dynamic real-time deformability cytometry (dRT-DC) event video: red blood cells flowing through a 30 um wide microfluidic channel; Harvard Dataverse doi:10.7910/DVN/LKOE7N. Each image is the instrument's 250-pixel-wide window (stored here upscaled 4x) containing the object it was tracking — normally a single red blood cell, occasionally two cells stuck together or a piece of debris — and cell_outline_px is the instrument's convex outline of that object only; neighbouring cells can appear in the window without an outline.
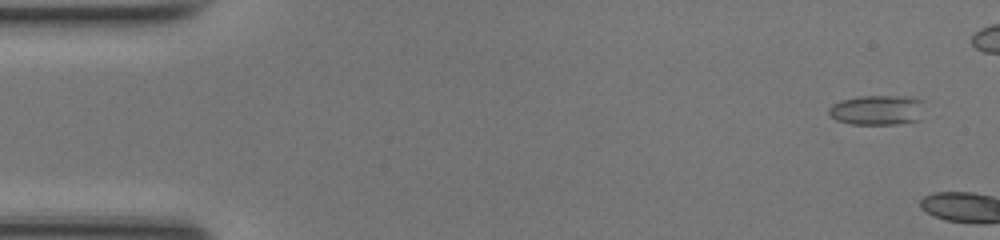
{"species": "common noctule bat (a hibernating species)", "species_latin": "Nyctalus noctula", "temperature_condition": "room temperature", "stored_images_in_passage": 6, "camera_frame_rate_fps": 3000, "um_per_image_px": 0.085, "animal": {"sex": "female", "body_mass_g": 17.0, "forearm_length_mm": 48.0}, "frame": {"image": 1, "passage_image": 3, "time_ms": 0.667, "image_size_px": [1000, 240], "cell_outline_px": [[924, 100], [920, 120], [896, 124], [852, 124], [836, 120], [828, 116], [828, 108], [832, 104], [840, 100], [860, 96], [904, 96]], "centroid_in_image_um": [74.54, 9.35], "position_along_channel_um": 10.5, "area_um2": 16.88}}